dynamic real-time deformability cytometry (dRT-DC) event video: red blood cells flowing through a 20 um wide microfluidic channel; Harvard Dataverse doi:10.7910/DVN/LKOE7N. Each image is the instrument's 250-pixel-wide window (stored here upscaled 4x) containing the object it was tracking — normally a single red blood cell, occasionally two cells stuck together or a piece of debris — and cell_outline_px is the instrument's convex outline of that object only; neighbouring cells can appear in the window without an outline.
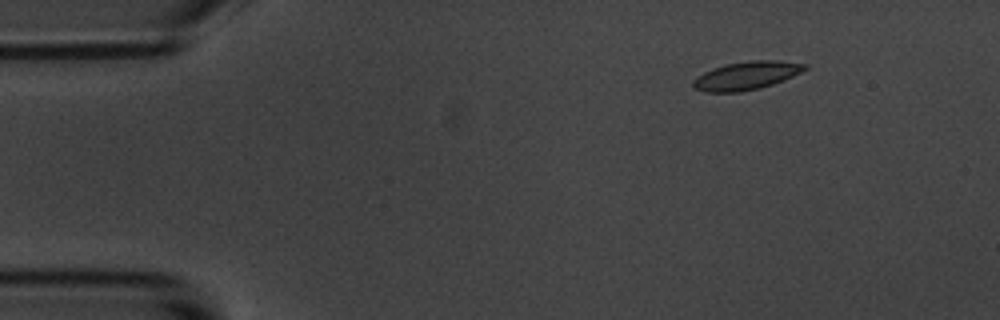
{"species": "common noctule bat (a hibernating species)", "species_latin": "Nyctalus noctula", "temperature_condition": "room temperature", "stored_images_in_passage": 6, "camera_frame_rate_fps": 3000, "um_per_image_px": 0.085, "animal": {"sex": "male", "body_mass_g": 20.1, "forearm_length_mm": 53.5}, "frame": {"image": 1, "passage_image": 2, "time_ms": 2.0, "image_size_px": [1000, 320], "cell_outline_px": [[808, 68], [792, 76], [772, 84], [760, 88], [740, 92], [704, 92], [696, 88], [692, 84], [692, 80], [704, 72], [724, 64], [752, 60], [780, 60], [808, 64]], "centroid_in_image_um": [63.45, 6.42], "position_along_channel_um": 21.6, "area_um2": 18.32}}
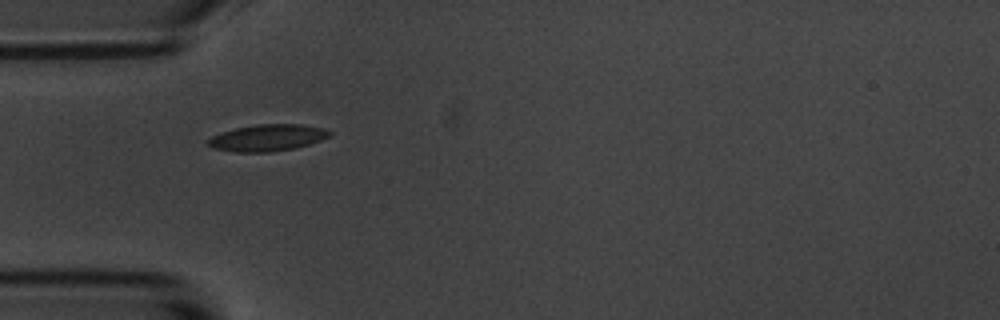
{"frame": {"image": 2, "passage_image": 5, "time_ms": 5.333, "image_size_px": [1000, 320], "cell_outline_px": [[332, 132], [328, 136], [320, 140], [308, 144], [292, 148], [272, 152], [236, 152], [212, 148], [208, 144], [208, 140], [212, 136], [220, 132], [236, 128], [256, 124], [300, 124], [324, 128]], "centroid_in_image_um": [22.7, 11.7], "position_along_channel_um": 62.3, "area_um2": 18.73}}